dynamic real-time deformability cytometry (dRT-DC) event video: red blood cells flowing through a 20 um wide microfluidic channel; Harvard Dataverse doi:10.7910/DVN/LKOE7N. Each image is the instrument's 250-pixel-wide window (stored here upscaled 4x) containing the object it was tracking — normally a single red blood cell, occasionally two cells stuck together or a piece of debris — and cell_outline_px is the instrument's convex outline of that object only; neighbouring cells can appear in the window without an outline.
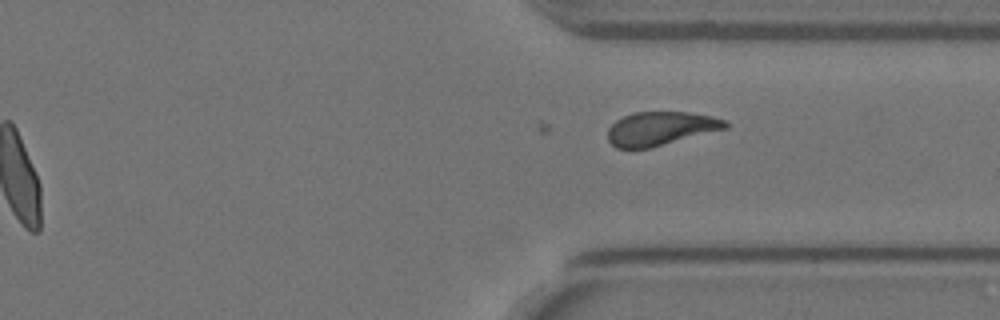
{"species": "Egyptian fruit bat (a non-hibernating species)", "species_latin": "Rousettus aegyptiacus", "temperature_condition": "warm", "stored_images_in_passage": 32, "camera_frame_rate_fps": 3000, "um_per_image_px": 0.085, "animal": {"sex": "female"}, "frame": {"image": 1, "passage_image": 26, "time_ms": 8.333, "image_size_px": [1000, 320], "cell_outline_px": [[728, 128], [652, 148], [616, 148], [608, 140], [608, 128], [616, 120], [632, 112], [688, 112], [712, 116], [728, 120]], "centroid_in_image_um": [56.18, 10.92], "position_along_channel_um": 355.2, "area_um2": 23.29}}
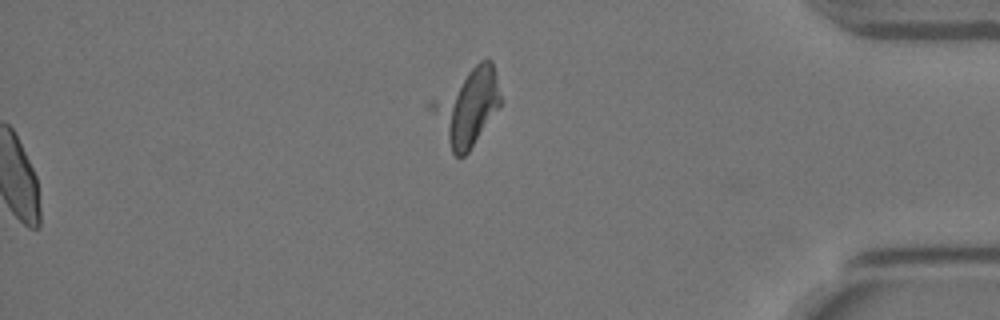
{"frame": {"image": 2, "passage_image": 32, "time_ms": 10.333, "image_size_px": [1000, 320], "cell_outline_px": [[500, 104], [468, 152], [464, 156], [456, 156], [452, 152], [428, 108], [428, 104], [432, 100], [480, 60], [492, 60], [496, 72], [500, 96]], "centroid_in_image_um": [39.69, 9.06], "position_along_channel_um": 395.5, "area_um2": 29.82}}